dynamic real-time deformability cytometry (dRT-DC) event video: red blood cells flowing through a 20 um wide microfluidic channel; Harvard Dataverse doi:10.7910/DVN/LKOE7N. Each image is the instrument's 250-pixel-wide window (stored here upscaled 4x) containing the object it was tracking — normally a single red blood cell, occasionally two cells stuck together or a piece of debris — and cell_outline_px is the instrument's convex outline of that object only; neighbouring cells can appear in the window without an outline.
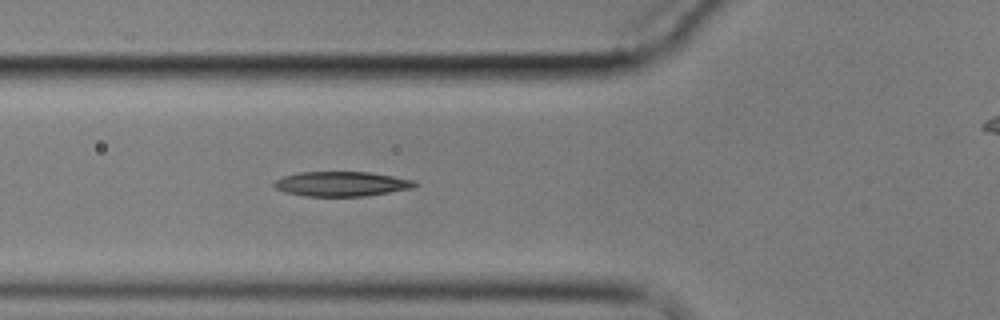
{"species": "common noctule bat (a hibernating species)", "species_latin": "Nyctalus noctula", "temperature_condition": "cold", "stored_images_in_passage": 6, "segment_of_instrument_passage": [1, 2], "camera_frame_rate_fps": 3000, "um_per_image_px": 0.085, "animal": {"sex": "male", "body_mass_g": 17.9}, "frame": {"image": 1, "passage_image": 5, "time_ms": 4.667, "image_size_px": [1000, 320], "cell_outline_px": [[420, 184], [412, 188], [364, 196], [304, 196], [284, 192], [276, 188], [272, 184], [276, 180], [284, 176], [300, 172], [368, 172], [416, 180]], "centroid_in_image_um": [29.04, 15.63], "position_along_channel_um": 96.8, "area_um2": 20.23}}